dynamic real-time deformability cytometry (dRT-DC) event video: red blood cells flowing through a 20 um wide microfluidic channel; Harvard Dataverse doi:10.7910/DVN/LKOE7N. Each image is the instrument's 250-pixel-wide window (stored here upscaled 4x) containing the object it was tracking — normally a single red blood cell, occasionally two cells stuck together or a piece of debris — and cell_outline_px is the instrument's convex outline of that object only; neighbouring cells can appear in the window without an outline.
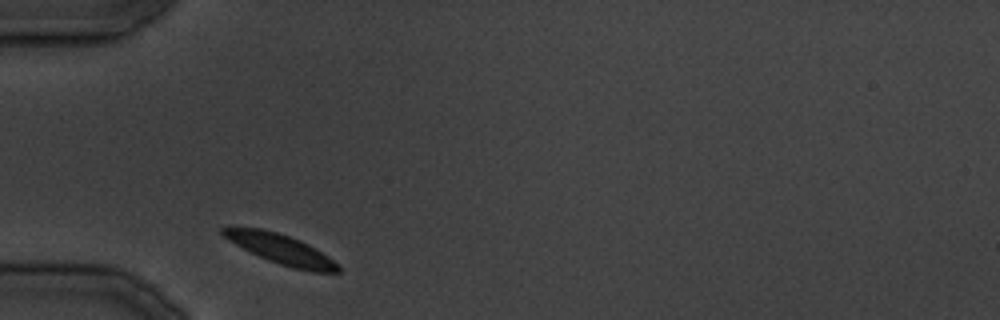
{"species": "common noctule bat (a hibernating species)", "species_latin": "Nyctalus noctula", "temperature_condition": "cold", "stored_images_in_passage": 22, "camera_frame_rate_fps": 3000, "um_per_image_px": 0.085, "animal": {"sex": "male", "body_mass_g": 19.5, "forearm_length_mm": 54.6}, "frame": {"image": 1, "passage_image": 1, "time_ms": 0.0, "image_size_px": [1000, 320], "cell_outline_px": [[340, 272], [312, 272], [292, 268], [268, 260], [228, 240], [220, 232], [220, 228], [260, 228], [276, 232], [300, 240], [308, 244], [328, 256], [340, 264]], "centroid_in_image_um": [23.94, 21.2], "position_along_channel_um": 61.1, "area_um2": 19.65}}
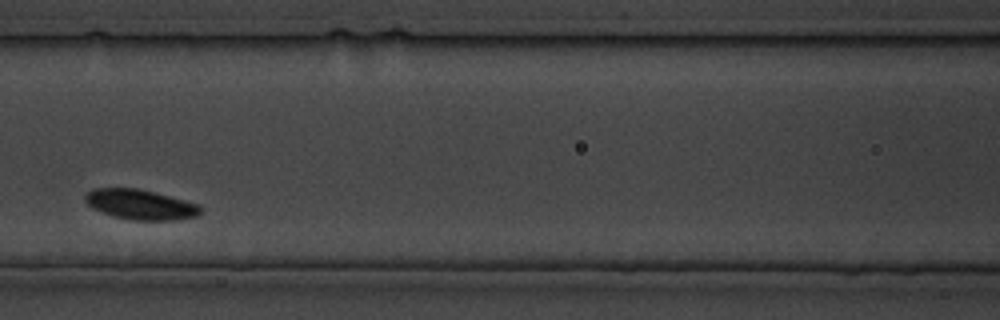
{"frame": {"image": 2, "passage_image": 7, "time_ms": 7.0, "image_size_px": [1000, 320], "cell_outline_px": [[200, 212], [196, 216], [176, 220], [132, 220], [112, 216], [92, 208], [84, 200], [84, 196], [92, 188], [140, 188], [184, 200], [196, 204], [200, 208]], "centroid_in_image_um": [11.88, 17.38], "position_along_channel_um": 154.7, "area_um2": 20.11}}